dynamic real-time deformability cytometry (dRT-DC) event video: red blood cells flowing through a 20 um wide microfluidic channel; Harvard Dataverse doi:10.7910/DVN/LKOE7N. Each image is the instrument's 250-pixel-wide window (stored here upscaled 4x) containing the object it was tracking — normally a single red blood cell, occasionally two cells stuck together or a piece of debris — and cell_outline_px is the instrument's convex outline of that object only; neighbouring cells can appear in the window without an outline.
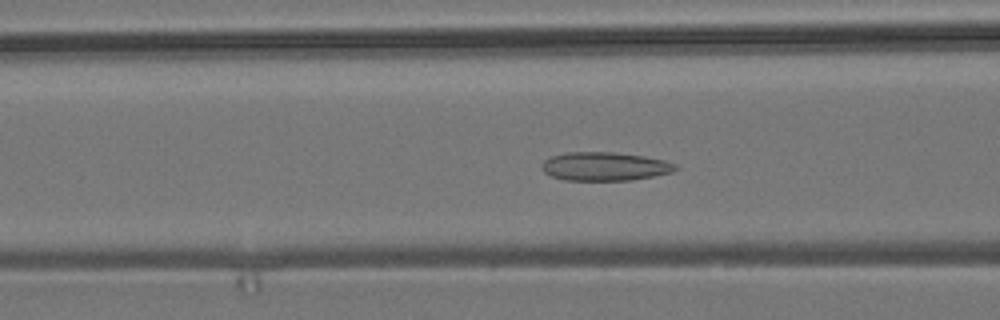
{"species": "common noctule bat (a hibernating species)", "species_latin": "Nyctalus noctula", "temperature_condition": "room temperature", "stored_images_in_passage": 49, "camera_frame_rate_fps": 3000, "um_per_image_px": 0.085, "animal": {"sex": "male", "body_mass_g": 19.2, "forearm_length_mm": 51.8}, "frame": {"image": 1, "passage_image": 15, "time_ms": 4.667, "image_size_px": [1000, 320], "cell_outline_px": [[680, 168], [672, 172], [632, 180], [564, 180], [552, 176], [544, 172], [544, 160], [548, 156], [568, 152], [612, 152], [644, 156], [664, 160], [676, 164]], "centroid_in_image_um": [51.42, 14.14], "position_along_channel_um": 115.2, "area_um2": 22.2}}
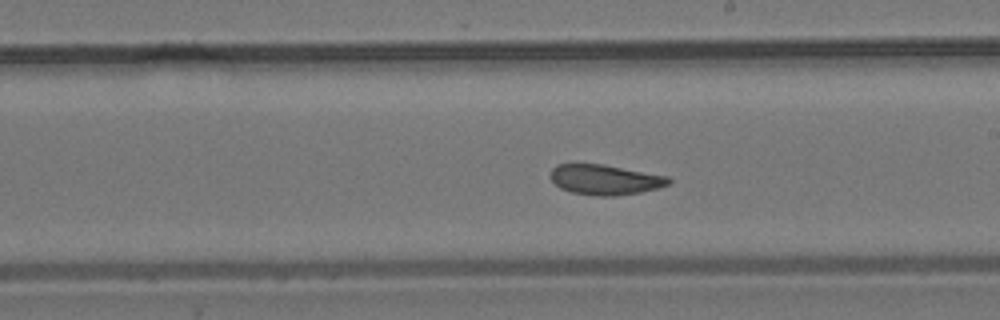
{"frame": {"image": 2, "passage_image": 25, "time_ms": 8.0, "image_size_px": [1000, 320], "cell_outline_px": [[672, 180], [668, 184], [660, 188], [640, 192], [616, 196], [596, 196], [572, 192], [560, 188], [552, 180], [552, 168], [556, 164], [604, 164], [668, 176]], "centroid_in_image_um": [51.46, 15.27], "position_along_channel_um": 237.5, "area_um2": 20.75}}
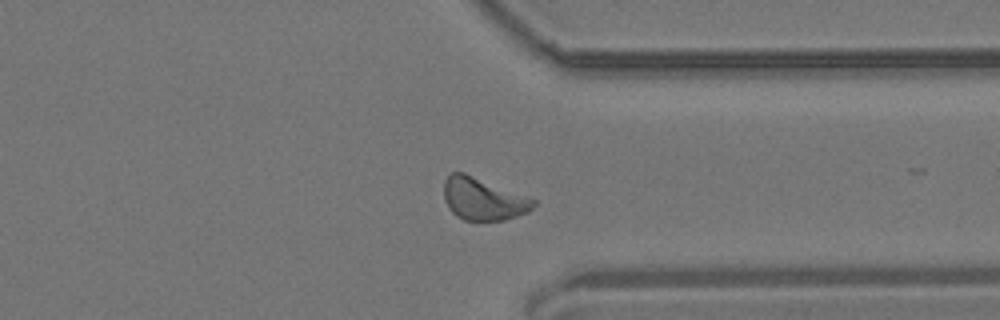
{"frame": {"image": 3, "passage_image": 36, "time_ms": 11.667, "image_size_px": [1000, 320], "cell_outline_px": [[536, 204], [528, 212], [504, 220], [464, 220], [456, 216], [448, 208], [444, 196], [444, 180], [452, 172], [464, 172], [528, 196], [536, 200]], "centroid_in_image_um": [41.07, 16.9], "position_along_channel_um": 370.3, "area_um2": 22.14}, "authors_computed_cell_mechanics": {"area_um2": 21.5594, "velocity_mm_per_s": 3.6761, "shape_relaxation_time_tau1_ms": 8.8657, "shape_relaxation_time_tau2_ms": 2.1794, "deformation_change_tau1": 0.1411, "deformation_change_tau2": 0.0626}}